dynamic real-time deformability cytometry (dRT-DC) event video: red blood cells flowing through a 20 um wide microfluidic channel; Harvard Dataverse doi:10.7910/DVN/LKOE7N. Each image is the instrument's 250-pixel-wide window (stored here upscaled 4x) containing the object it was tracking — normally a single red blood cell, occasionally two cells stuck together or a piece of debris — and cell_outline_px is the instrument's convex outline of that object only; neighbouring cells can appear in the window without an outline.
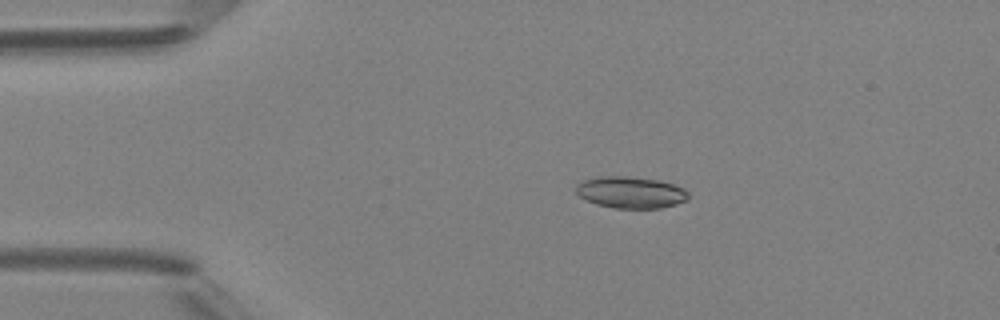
{"species": "Egyptian fruit bat (a non-hibernating species)", "species_latin": "Rousettus aegyptiacus", "temperature_condition": "room temperature", "stored_images_in_passage": 4, "camera_frame_rate_fps": 3000, "um_per_image_px": 0.085, "animal": {"sex": "female"}, "frame": {"image": 1, "passage_image": 3, "time_ms": 2.333, "image_size_px": [1000, 320], "cell_outline_px": [[688, 200], [676, 204], [660, 208], [616, 208], [596, 204], [580, 196], [576, 192], [576, 184], [580, 180], [600, 176], [624, 176], [660, 180], [684, 188], [688, 192]], "centroid_in_image_um": [53.6, 16.34], "position_along_channel_um": 31.4, "area_um2": 20.75}}